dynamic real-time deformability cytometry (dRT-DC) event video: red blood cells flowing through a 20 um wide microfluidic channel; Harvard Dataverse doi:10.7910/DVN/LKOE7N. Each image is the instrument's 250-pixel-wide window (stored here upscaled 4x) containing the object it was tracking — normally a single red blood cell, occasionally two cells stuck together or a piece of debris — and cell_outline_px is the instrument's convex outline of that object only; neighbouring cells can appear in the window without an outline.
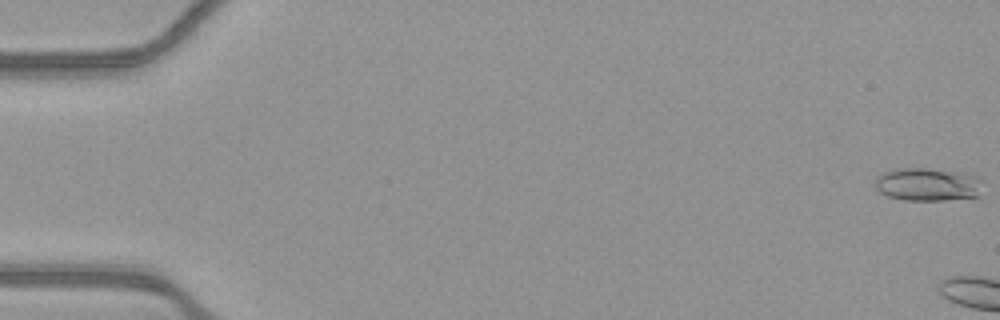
{"species": "common noctule bat (a hibernating species)", "species_latin": "Nyctalus noctula", "temperature_condition": "warm", "stored_images_in_passage": 5, "camera_frame_rate_fps": 3000, "um_per_image_px": 0.085, "animal": {"sex": "female", "body_mass_g": 21.9}, "frame": {"image": 1, "passage_image": 1, "time_ms": 0.0, "image_size_px": [1000, 320], "cell_outline_px": [[980, 196], [944, 200], [904, 200], [888, 196], [880, 192], [876, 188], [876, 176], [892, 168], [928, 168], [960, 172], [980, 176]], "centroid_in_image_um": [78.85, 15.66], "position_along_channel_um": 6.2, "area_um2": 20.87}}